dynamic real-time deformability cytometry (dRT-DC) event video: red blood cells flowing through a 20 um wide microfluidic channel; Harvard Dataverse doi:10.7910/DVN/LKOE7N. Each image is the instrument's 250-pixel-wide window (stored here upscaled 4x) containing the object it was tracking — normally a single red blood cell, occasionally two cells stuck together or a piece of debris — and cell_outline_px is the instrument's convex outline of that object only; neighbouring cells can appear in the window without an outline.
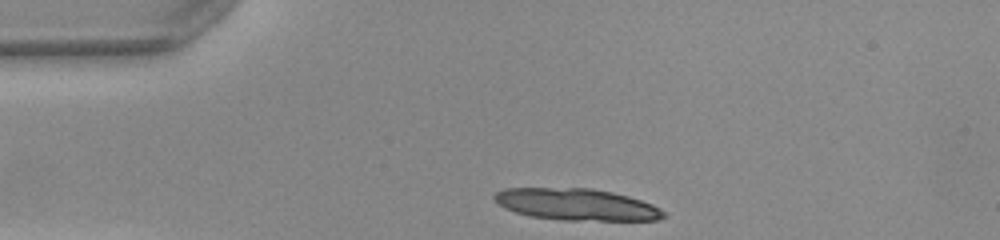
{"species": "common noctule bat (a hibernating species)", "species_latin": "Nyctalus noctula", "temperature_condition": "warm", "stored_images_in_passage": 26, "camera_frame_rate_fps": 3000, "um_per_image_px": 0.085, "animal": {"sex": "female", "body_mass_g": 22.0, "forearm_length_mm": 56.7}, "frame": {"image": 1, "passage_image": 1, "time_ms": 0.0, "image_size_px": [1000, 240], "cell_outline_px": [[664, 216], [656, 220], [564, 220], [528, 216], [504, 208], [496, 204], [492, 196], [496, 192], [504, 188], [592, 188], [612, 192], [628, 196], [652, 204], [660, 208], [664, 212]], "centroid_in_image_um": [48.94, 17.37], "position_along_channel_um": 36.1, "area_um2": 31.33}}
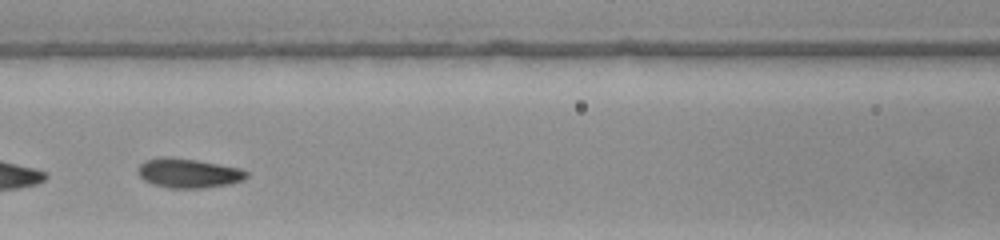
{"frame": {"image": 2, "passage_image": 13, "time_ms": 4.0, "image_size_px": [1000, 240], "cell_outline_px": [[248, 176], [244, 180], [232, 184], [208, 188], [168, 188], [152, 184], [144, 180], [136, 172], [136, 168], [144, 160], [196, 160], [240, 168], [248, 172]], "centroid_in_image_um": [16.08, 14.78], "position_along_channel_um": 150.5, "area_um2": 18.15}}
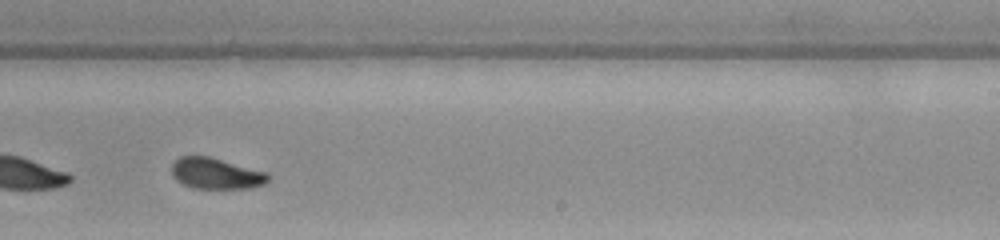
{"frame": {"image": 3, "passage_image": 22, "time_ms": 7.0, "image_size_px": [1000, 240], "cell_outline_px": [[272, 180], [264, 184], [252, 188], [192, 188], [176, 180], [172, 176], [172, 164], [180, 156], [208, 156], [268, 172], [272, 176]], "centroid_in_image_um": [18.42, 14.75], "position_along_channel_um": 270.6, "area_um2": 17.63}}